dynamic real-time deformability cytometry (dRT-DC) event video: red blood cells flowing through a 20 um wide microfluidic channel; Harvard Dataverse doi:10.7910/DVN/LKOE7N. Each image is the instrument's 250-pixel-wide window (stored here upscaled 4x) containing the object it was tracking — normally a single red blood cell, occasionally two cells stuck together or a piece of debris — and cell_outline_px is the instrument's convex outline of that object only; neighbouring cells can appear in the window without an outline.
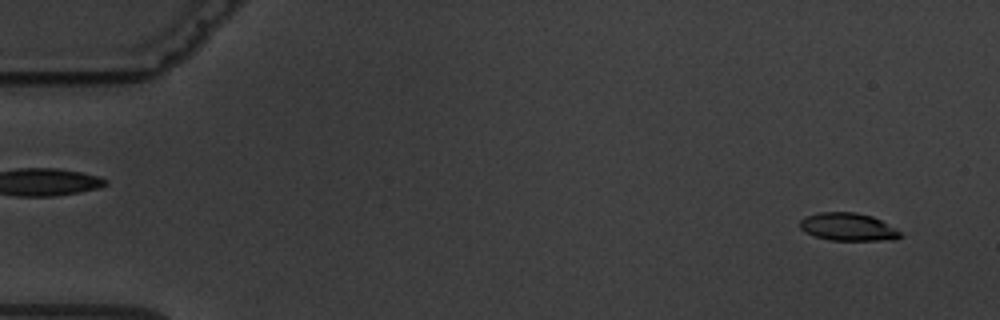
{"species": "common noctule bat (a hibernating species)", "species_latin": "Nyctalus noctula", "temperature_condition": "warm", "stored_images_in_passage": 5, "camera_frame_rate_fps": 3000, "um_per_image_px": 0.085, "animal": {"sex": "male", "body_mass_g": 19.5, "forearm_length_mm": 54.6}, "frame": {"image": 1, "passage_image": 1, "time_ms": 0.0, "image_size_px": [1000, 320], "cell_outline_px": [[904, 236], [896, 240], [828, 240], [804, 232], [800, 228], [800, 220], [808, 216], [820, 212], [856, 212], [872, 216], [896, 228]], "centroid_in_image_um": [72.11, 19.29], "position_along_channel_um": 12.9, "area_um2": 16.3}}